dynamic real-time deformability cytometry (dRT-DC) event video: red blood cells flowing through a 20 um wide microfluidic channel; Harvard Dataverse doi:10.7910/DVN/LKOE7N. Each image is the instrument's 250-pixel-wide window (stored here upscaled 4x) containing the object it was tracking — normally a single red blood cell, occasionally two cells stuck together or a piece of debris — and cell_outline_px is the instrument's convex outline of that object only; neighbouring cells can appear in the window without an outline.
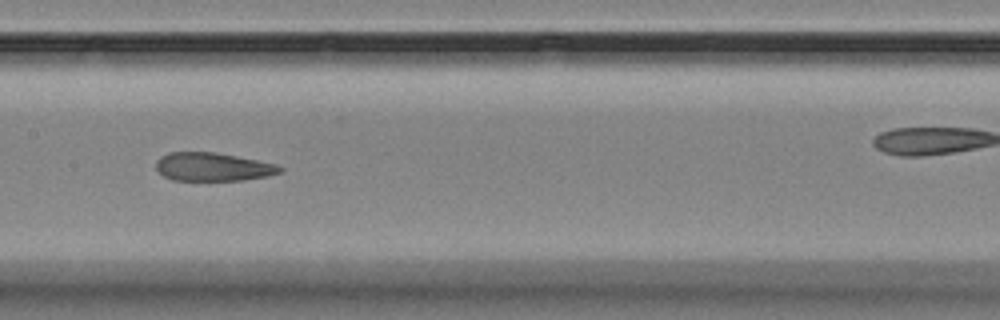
{"species": "Egyptian fruit bat (a non-hibernating species)", "species_latin": "Rousettus aegyptiacus", "temperature_condition": "room temperature", "stored_images_in_passage": 11, "camera_frame_rate_fps": 3000, "um_per_image_px": 0.085, "animal": {"sex": "female"}, "frame": {"image": 1, "passage_image": 7, "time_ms": 8.0, "image_size_px": [1000, 320], "cell_outline_px": [[284, 172], [268, 176], [244, 180], [172, 180], [164, 176], [156, 168], [156, 160], [160, 156], [168, 152], [216, 152], [276, 164], [284, 168]], "centroid_in_image_um": [18.1, 14.18], "position_along_channel_um": 189.3, "area_um2": 20.58}}
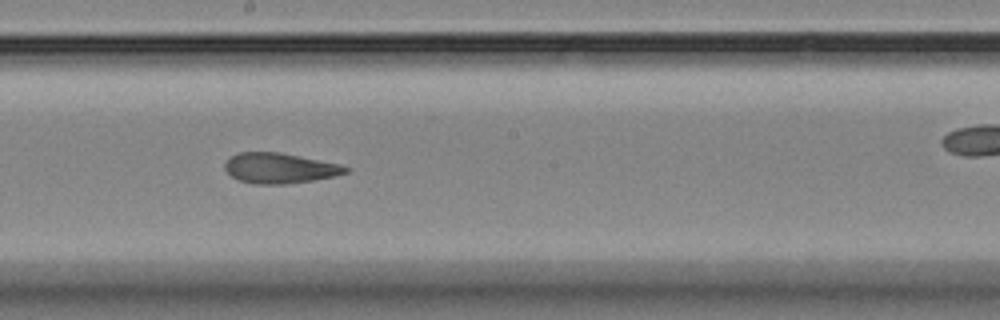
{"frame": {"image": 2, "passage_image": 8, "time_ms": 9.0, "image_size_px": [1000, 320], "cell_outline_px": [[352, 168], [348, 172], [336, 176], [288, 184], [252, 184], [240, 180], [232, 176], [224, 168], [224, 164], [236, 152], [280, 152], [340, 164]], "centroid_in_image_um": [23.8, 14.29], "position_along_channel_um": 224.4, "area_um2": 21.39}}
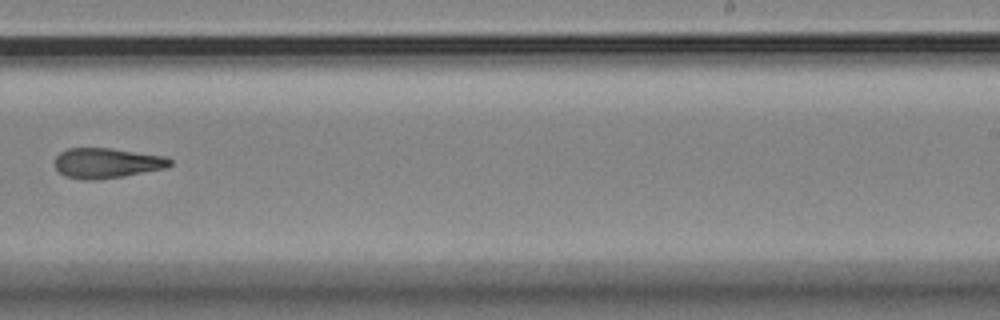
{"frame": {"image": 3, "passage_image": 11, "time_ms": 13.333, "image_size_px": [1000, 320], "cell_outline_px": [[172, 164], [168, 168], [124, 176], [96, 180], [84, 180], [64, 176], [56, 168], [56, 156], [60, 152], [68, 148], [112, 148], [164, 156], [172, 160]], "centroid_in_image_um": [9.1, 13.86], "position_along_channel_um": 279.9, "area_um2": 20.35}}